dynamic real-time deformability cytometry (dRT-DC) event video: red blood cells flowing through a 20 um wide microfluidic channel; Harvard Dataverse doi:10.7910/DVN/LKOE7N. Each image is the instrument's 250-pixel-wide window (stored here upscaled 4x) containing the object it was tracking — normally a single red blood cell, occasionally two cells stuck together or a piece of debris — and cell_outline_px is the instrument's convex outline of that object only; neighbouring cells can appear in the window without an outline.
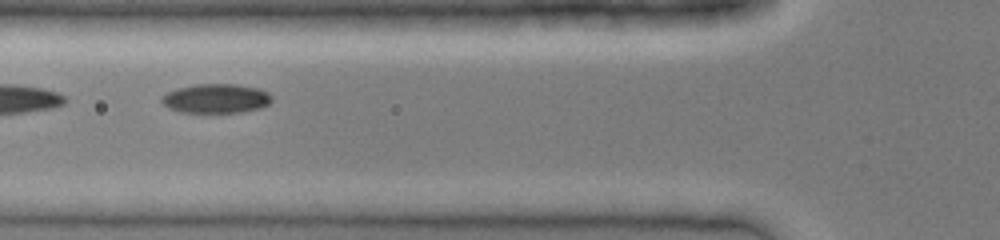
{"species": "common noctule bat (a hibernating species)", "species_latin": "Nyctalus noctula", "temperature_condition": "cold", "stored_images_in_passage": 21, "camera_frame_rate_fps": 3000, "um_per_image_px": 0.085, "animal": {"sex": "female", "body_mass_g": 19.0, "forearm_length_mm": 51.5}, "frame": {"image": 1, "passage_image": 4, "time_ms": 1.0, "image_size_px": [1000, 240], "cell_outline_px": [[272, 100], [268, 104], [260, 108], [240, 112], [180, 112], [168, 108], [160, 100], [160, 96], [176, 88], [196, 84], [236, 84], [260, 88], [268, 92], [272, 96]], "centroid_in_image_um": [18.36, 8.36], "position_along_channel_um": 107.4, "area_um2": 18.9}}
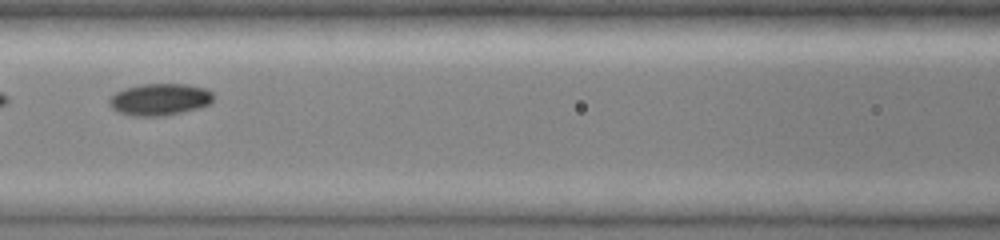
{"frame": {"image": 2, "passage_image": 7, "time_ms": 2.0, "image_size_px": [1000, 240], "cell_outline_px": [[212, 100], [208, 104], [196, 108], [164, 116], [132, 116], [120, 112], [112, 108], [108, 100], [116, 92], [124, 88], [140, 84], [188, 84], [204, 88], [212, 92]], "centroid_in_image_um": [13.54, 8.44], "position_along_channel_um": 153.1, "area_um2": 19.13}}